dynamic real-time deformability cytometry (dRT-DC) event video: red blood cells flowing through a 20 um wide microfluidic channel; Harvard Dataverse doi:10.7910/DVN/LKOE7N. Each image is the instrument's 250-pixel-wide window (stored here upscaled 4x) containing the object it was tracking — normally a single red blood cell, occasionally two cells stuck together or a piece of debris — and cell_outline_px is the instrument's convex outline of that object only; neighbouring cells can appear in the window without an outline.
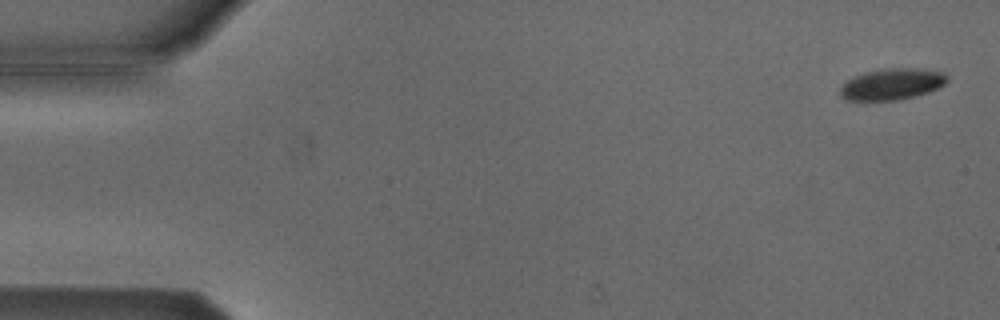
{"species": "Egyptian fruit bat (a non-hibernating species)", "species_latin": "Rousettus aegyptiacus", "temperature_condition": "cold", "stored_images_in_passage": 8, "camera_frame_rate_fps": 3000, "um_per_image_px": 0.085, "animal": {"sex": "male"}, "frame": {"image": 1, "passage_image": 2, "time_ms": 0.333, "image_size_px": [1000, 320], "cell_outline_px": [[948, 80], [944, 84], [928, 92], [900, 100], [848, 100], [840, 96], [840, 88], [848, 80], [856, 76], [868, 72], [888, 68], [920, 68], [944, 72], [948, 76]], "centroid_in_image_um": [75.85, 7.15], "position_along_channel_um": 9.1, "area_um2": 19.31}}